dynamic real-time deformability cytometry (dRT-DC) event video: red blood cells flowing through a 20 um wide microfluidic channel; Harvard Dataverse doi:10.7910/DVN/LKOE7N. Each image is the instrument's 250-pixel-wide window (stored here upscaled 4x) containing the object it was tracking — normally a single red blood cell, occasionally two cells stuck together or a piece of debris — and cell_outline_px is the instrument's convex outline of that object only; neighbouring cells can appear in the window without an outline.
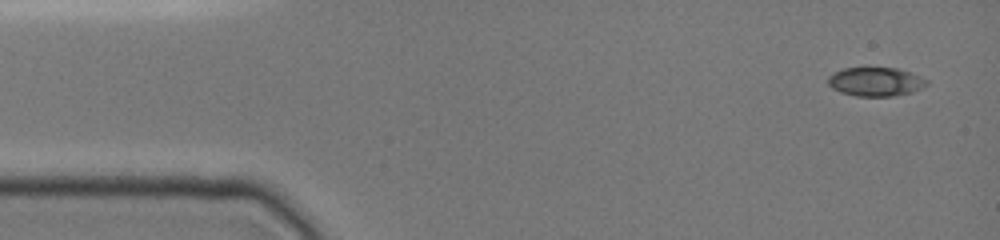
{"species": "common noctule bat (a hibernating species)", "species_latin": "Nyctalus noctula", "temperature_condition": "cold", "stored_images_in_passage": 26, "camera_frame_rate_fps": 3000, "um_per_image_px": 0.085, "animal": {"sex": "female", "body_mass_g": 19.0, "forearm_length_mm": 51.5}, "frame": {"image": 1, "passage_image": 1, "time_ms": 0.0, "image_size_px": [1000, 240], "cell_outline_px": [[928, 84], [912, 92], [892, 96], [856, 96], [840, 92], [832, 88], [828, 84], [828, 76], [844, 68], [868, 64], [900, 68], [928, 80]], "centroid_in_image_um": [74.4, 6.89], "position_along_channel_um": 10.6, "area_um2": 17.28}}
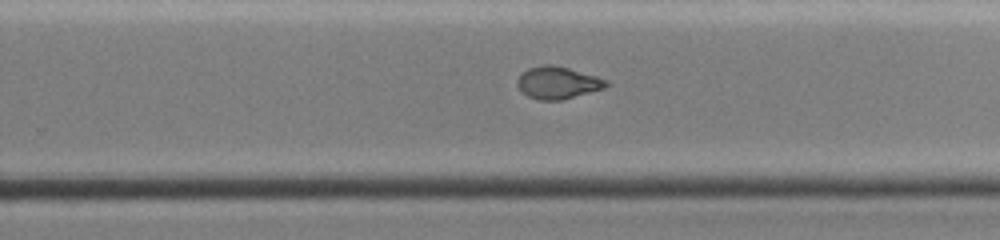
{"frame": {"image": 2, "passage_image": 12, "time_ms": 9.667, "image_size_px": [1000, 240], "cell_outline_px": [[608, 84], [604, 88], [560, 100], [536, 100], [528, 96], [516, 84], [516, 80], [528, 68], [544, 64], [552, 64], [568, 68], [596, 76], [608, 80]], "centroid_in_image_um": [47.39, 7.02], "position_along_channel_um": 282.4, "area_um2": 16.47}}
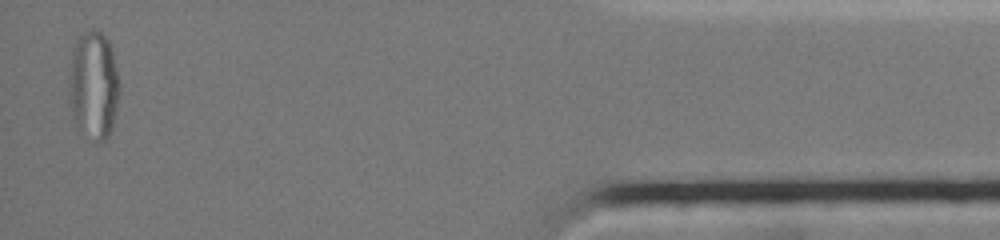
{"frame": {"image": 3, "passage_image": 26, "time_ms": 15.0, "image_size_px": [1000, 240], "cell_outline_px": [[120, 92], [112, 128], [108, 136], [104, 140], [96, 144], [76, 120], [72, 112], [68, 88], [68, 64], [72, 48], [76, 36], [88, 28], [96, 28], [108, 40], [112, 48], [120, 84]], "centroid_in_image_um": [7.95, 7.13], "position_along_channel_um": 427.3, "area_um2": 32.43}}